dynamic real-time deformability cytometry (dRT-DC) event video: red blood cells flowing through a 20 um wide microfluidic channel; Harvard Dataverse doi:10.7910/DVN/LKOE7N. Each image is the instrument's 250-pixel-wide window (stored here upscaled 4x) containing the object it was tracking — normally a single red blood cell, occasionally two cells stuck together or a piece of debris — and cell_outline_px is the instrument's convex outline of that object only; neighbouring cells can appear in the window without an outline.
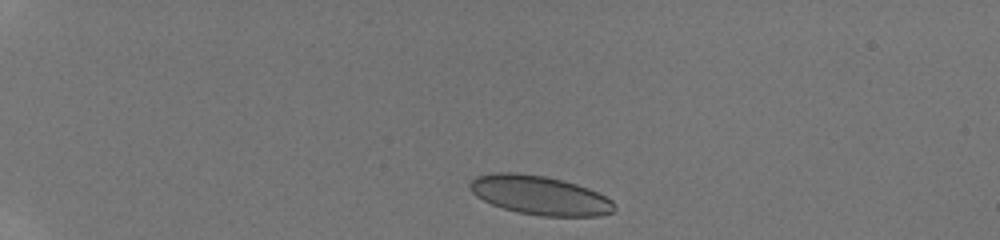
{"species": "human", "species_latin": "Homo sapiens", "temperature_condition": "room temperature", "stored_images_in_passage": 20, "camera_frame_rate_fps": 3000, "um_per_image_px": 0.085, "donor": {"sex": "male"}, "frame": {"image": 1, "passage_image": 1, "time_ms": 0.0, "image_size_px": [1000, 240], "cell_outline_px": [[616, 208], [612, 212], [596, 216], [540, 216], [516, 212], [492, 204], [476, 196], [468, 188], [468, 184], [476, 176], [496, 172], [516, 172], [544, 176], [564, 180], [588, 188], [612, 200], [616, 204]], "centroid_in_image_um": [45.86, 16.59], "position_along_channel_um": 39.1, "area_um2": 32.89}}
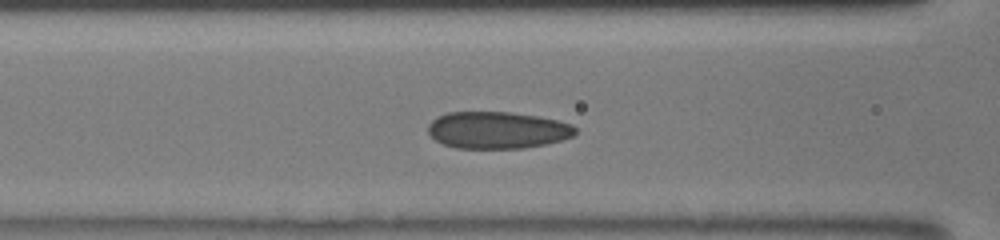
{"frame": {"image": 2, "passage_image": 9, "time_ms": 2.667, "image_size_px": [1000, 240], "cell_outline_px": [[576, 132], [572, 136], [560, 140], [544, 144], [524, 148], [456, 148], [444, 144], [436, 140], [428, 132], [428, 124], [436, 116], [448, 112], [512, 112], [540, 116], [572, 124], [576, 128]], "centroid_in_image_um": [42.26, 11.05], "position_along_channel_um": 124.3, "area_um2": 31.73}}
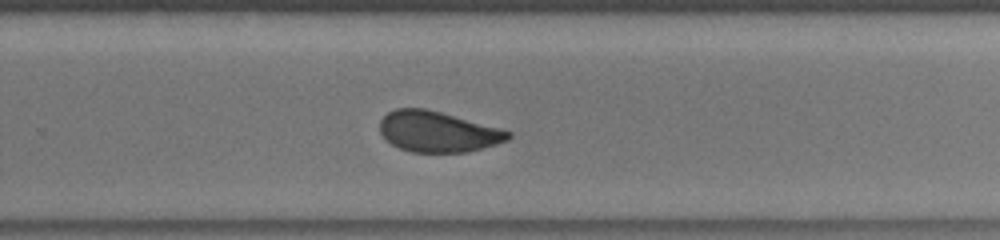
{"frame": {"image": 3, "passage_image": 19, "time_ms": 6.0, "image_size_px": [1000, 240], "cell_outline_px": [[512, 136], [508, 140], [484, 148], [468, 152], [412, 152], [400, 148], [392, 144], [380, 132], [380, 120], [388, 112], [396, 108], [424, 108], [440, 112], [500, 128], [512, 132]], "centroid_in_image_um": [37.23, 11.2], "position_along_channel_um": 292.6, "area_um2": 30.29}}